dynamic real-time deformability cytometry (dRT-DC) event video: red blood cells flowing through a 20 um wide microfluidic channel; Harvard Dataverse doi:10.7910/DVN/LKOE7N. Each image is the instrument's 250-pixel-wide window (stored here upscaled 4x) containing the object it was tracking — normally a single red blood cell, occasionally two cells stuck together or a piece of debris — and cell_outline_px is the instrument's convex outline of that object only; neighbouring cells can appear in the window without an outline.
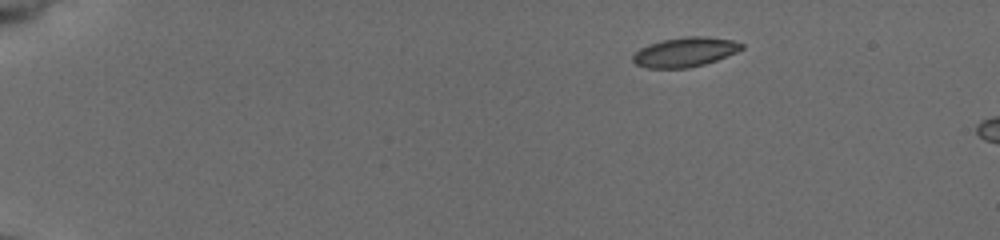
{"species": "common noctule bat (a hibernating species)", "species_latin": "Nyctalus noctula", "temperature_condition": "cold", "stored_images_in_passage": 11, "camera_frame_rate_fps": 3000, "um_per_image_px": 0.085, "animal": {"sex": "female", "body_mass_g": 19.5, "forearm_length_mm": 54.1}, "frame": {"image": 1, "passage_image": 1, "time_ms": 0.0, "image_size_px": [1000, 240], "cell_outline_px": [[744, 48], [736, 52], [716, 60], [704, 64], [688, 68], [644, 68], [636, 64], [632, 60], [632, 56], [640, 48], [648, 44], [660, 40], [684, 36], [704, 36], [732, 40], [744, 44]], "centroid_in_image_um": [58.2, 4.42], "position_along_channel_um": 26.8, "area_um2": 18.79}}